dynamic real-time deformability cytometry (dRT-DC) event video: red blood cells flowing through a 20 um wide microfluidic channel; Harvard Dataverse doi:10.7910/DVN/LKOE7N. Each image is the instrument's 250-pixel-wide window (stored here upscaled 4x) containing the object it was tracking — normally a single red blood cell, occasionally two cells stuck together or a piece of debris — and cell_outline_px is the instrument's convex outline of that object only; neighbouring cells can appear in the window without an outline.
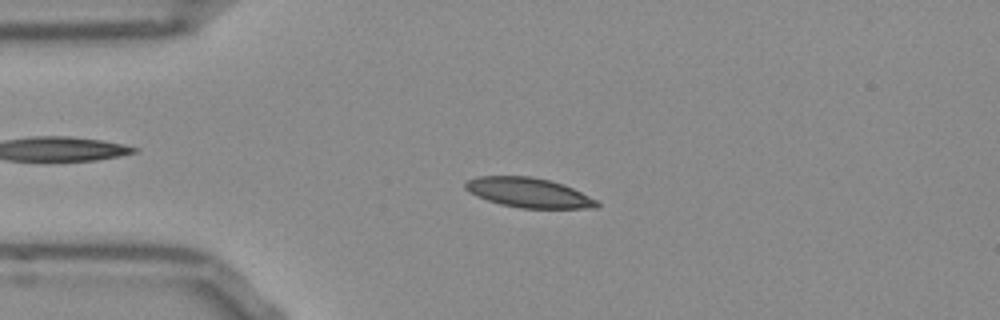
{"species": "Egyptian fruit bat (a non-hibernating species)", "species_latin": "Rousettus aegyptiacus", "temperature_condition": "room temperature", "stored_images_in_passage": 43, "camera_frame_rate_fps": 3000, "um_per_image_px": 0.085, "frame": {"image": 1, "passage_image": 2, "time_ms": 0.333, "image_size_px": [1000, 320], "cell_outline_px": [[600, 204], [596, 208], [520, 208], [500, 204], [488, 200], [464, 188], [464, 184], [468, 180], [480, 176], [532, 176], [564, 184], [596, 200]], "centroid_in_image_um": [44.95, 16.37], "position_along_channel_um": 40.0, "area_um2": 22.43}}
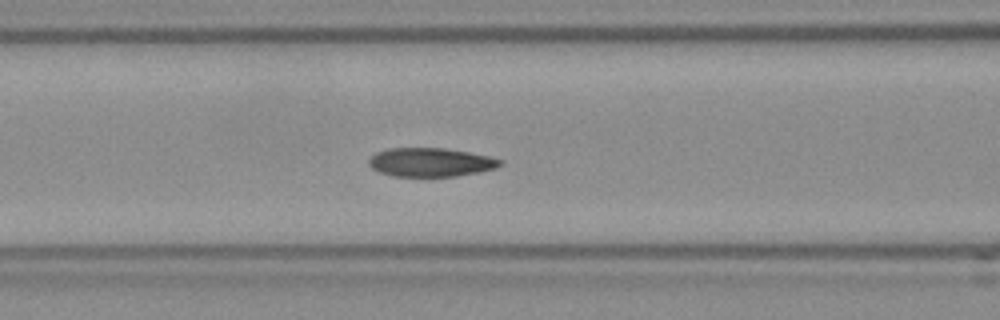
{"frame": {"image": 2, "passage_image": 11, "time_ms": 3.333, "image_size_px": [1000, 320], "cell_outline_px": [[500, 164], [496, 168], [456, 176], [392, 176], [380, 172], [372, 168], [368, 164], [368, 160], [376, 152], [388, 148], [444, 148], [468, 152], [488, 156], [500, 160]], "centroid_in_image_um": [36.54, 13.79], "position_along_channel_um": 130.1, "area_um2": 21.73}}
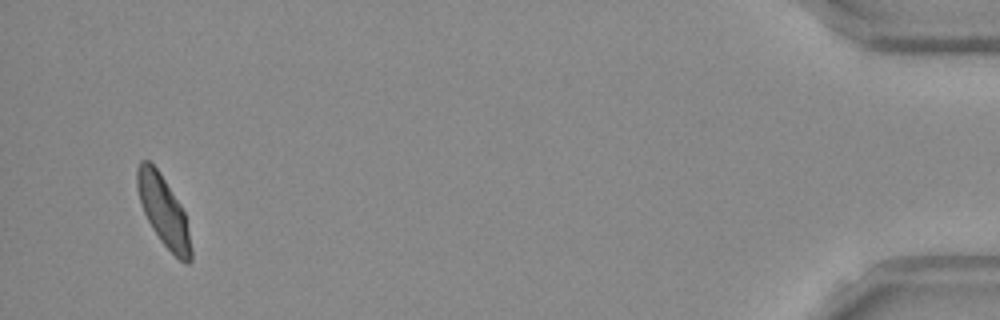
{"frame": {"image": 3, "passage_image": 41, "time_ms": 13.333, "image_size_px": [1000, 320], "cell_outline_px": [[192, 260], [188, 264], [180, 260], [160, 240], [152, 228], [144, 212], [136, 188], [136, 168], [140, 160], [148, 160], [160, 172], [180, 204], [184, 212], [192, 248]], "centroid_in_image_um": [13.89, 17.92], "position_along_channel_um": 421.3, "area_um2": 21.79}, "authors_computed_cell_mechanics": {"area_um2": 22.1374, "velocity_mm_per_s": 3.7646, "shape_relaxation_time_tau1_ms": 3.9878, "shape_relaxation_time_tau2_ms": 1.2888, "deformation_change_tau1": 0.1303, "deformation_change_tau2": 0.0478}}